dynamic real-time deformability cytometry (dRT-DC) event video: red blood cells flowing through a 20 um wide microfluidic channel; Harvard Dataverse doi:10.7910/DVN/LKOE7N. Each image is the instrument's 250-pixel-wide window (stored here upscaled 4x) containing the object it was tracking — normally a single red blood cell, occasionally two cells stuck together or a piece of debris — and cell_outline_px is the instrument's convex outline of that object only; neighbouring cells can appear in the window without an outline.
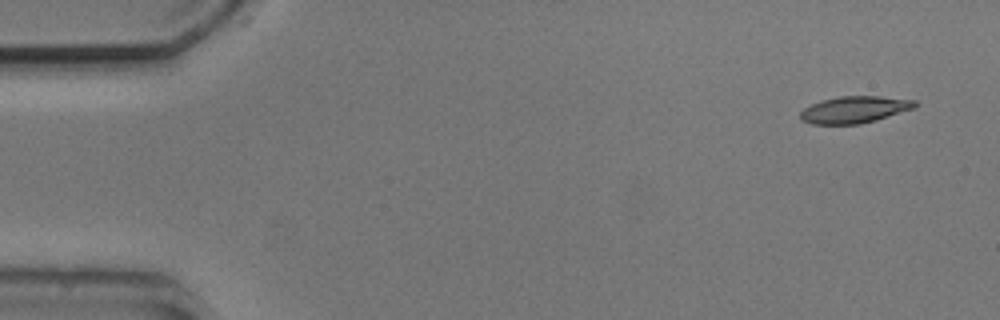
{"species": "common noctule bat (a hibernating species)", "species_latin": "Nyctalus noctula", "temperature_condition": "cold", "stored_images_in_passage": 7, "camera_frame_rate_fps": 3000, "um_per_image_px": 0.085, "animal": {"sex": "male", "body_mass_g": 20.5, "forearm_length_mm": 52.5}, "frame": {"image": 1, "passage_image": 1, "time_ms": 0.0, "image_size_px": [1000, 320], "cell_outline_px": [[916, 108], [876, 120], [860, 124], [812, 124], [800, 120], [800, 112], [804, 108], [820, 100], [840, 96], [880, 96], [916, 100]], "centroid_in_image_um": [72.63, 9.32], "position_along_channel_um": 12.4, "area_um2": 18.03}}
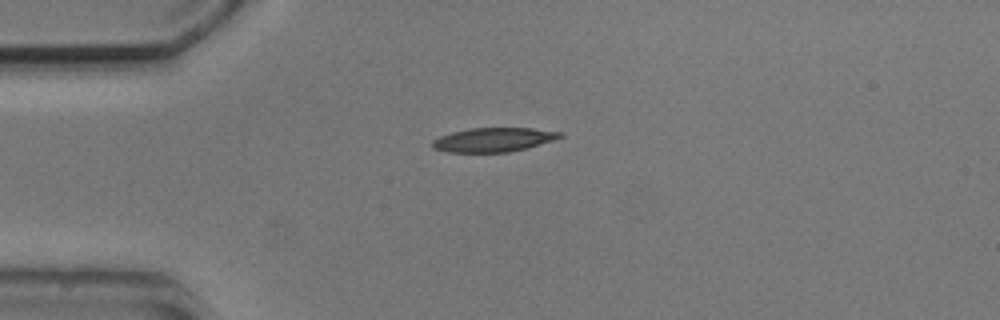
{"frame": {"image": 2, "passage_image": 4, "time_ms": 3.333, "image_size_px": [1000, 320], "cell_outline_px": [[564, 136], [528, 148], [508, 152], [448, 152], [432, 148], [432, 140], [440, 136], [452, 132], [468, 128], [532, 128], [564, 132]], "centroid_in_image_um": [41.95, 11.87], "position_along_channel_um": 43.0, "area_um2": 17.98}}